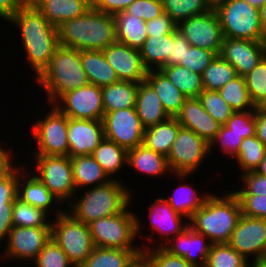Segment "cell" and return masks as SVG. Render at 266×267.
I'll return each instance as SVG.
<instances>
[{
    "instance_id": "7c38bea8",
    "label": "cell",
    "mask_w": 266,
    "mask_h": 267,
    "mask_svg": "<svg viewBox=\"0 0 266 267\" xmlns=\"http://www.w3.org/2000/svg\"><path fill=\"white\" fill-rule=\"evenodd\" d=\"M177 29L191 46L220 54L224 34L214 7L210 11L181 21Z\"/></svg>"
},
{
    "instance_id": "5bb4252c",
    "label": "cell",
    "mask_w": 266,
    "mask_h": 267,
    "mask_svg": "<svg viewBox=\"0 0 266 267\" xmlns=\"http://www.w3.org/2000/svg\"><path fill=\"white\" fill-rule=\"evenodd\" d=\"M54 105L68 118L102 121L105 114L101 87L90 83L66 92Z\"/></svg>"
},
{
    "instance_id": "ee69618b",
    "label": "cell",
    "mask_w": 266,
    "mask_h": 267,
    "mask_svg": "<svg viewBox=\"0 0 266 267\" xmlns=\"http://www.w3.org/2000/svg\"><path fill=\"white\" fill-rule=\"evenodd\" d=\"M249 262L228 243L212 244L205 267H249Z\"/></svg>"
},
{
    "instance_id": "ffe728a7",
    "label": "cell",
    "mask_w": 266,
    "mask_h": 267,
    "mask_svg": "<svg viewBox=\"0 0 266 267\" xmlns=\"http://www.w3.org/2000/svg\"><path fill=\"white\" fill-rule=\"evenodd\" d=\"M211 245L207 237L188 226L180 234L171 238L163 248L170 254L185 258L195 267H205Z\"/></svg>"
},
{
    "instance_id": "7a4b0ae2",
    "label": "cell",
    "mask_w": 266,
    "mask_h": 267,
    "mask_svg": "<svg viewBox=\"0 0 266 267\" xmlns=\"http://www.w3.org/2000/svg\"><path fill=\"white\" fill-rule=\"evenodd\" d=\"M57 31L59 45L76 50L102 51L117 41L114 15L100 12L94 6L62 23Z\"/></svg>"
},
{
    "instance_id": "60d3db41",
    "label": "cell",
    "mask_w": 266,
    "mask_h": 267,
    "mask_svg": "<svg viewBox=\"0 0 266 267\" xmlns=\"http://www.w3.org/2000/svg\"><path fill=\"white\" fill-rule=\"evenodd\" d=\"M218 92L234 111H250L256 108L251 101L243 76L238 75L230 80Z\"/></svg>"
},
{
    "instance_id": "8fae6325",
    "label": "cell",
    "mask_w": 266,
    "mask_h": 267,
    "mask_svg": "<svg viewBox=\"0 0 266 267\" xmlns=\"http://www.w3.org/2000/svg\"><path fill=\"white\" fill-rule=\"evenodd\" d=\"M45 118L36 122L31 127V134L36 141L34 155L68 156L69 143L68 117L54 104ZM38 150V151H37Z\"/></svg>"
},
{
    "instance_id": "83f0119b",
    "label": "cell",
    "mask_w": 266,
    "mask_h": 267,
    "mask_svg": "<svg viewBox=\"0 0 266 267\" xmlns=\"http://www.w3.org/2000/svg\"><path fill=\"white\" fill-rule=\"evenodd\" d=\"M80 59L90 84L102 88L119 82L116 72L108 64L103 51L80 50Z\"/></svg>"
},
{
    "instance_id": "ac0fdd59",
    "label": "cell",
    "mask_w": 266,
    "mask_h": 267,
    "mask_svg": "<svg viewBox=\"0 0 266 267\" xmlns=\"http://www.w3.org/2000/svg\"><path fill=\"white\" fill-rule=\"evenodd\" d=\"M219 55L236 69L239 76H245L266 55V48L263 41L224 37Z\"/></svg>"
},
{
    "instance_id": "277c9868",
    "label": "cell",
    "mask_w": 266,
    "mask_h": 267,
    "mask_svg": "<svg viewBox=\"0 0 266 267\" xmlns=\"http://www.w3.org/2000/svg\"><path fill=\"white\" fill-rule=\"evenodd\" d=\"M128 189L118 178L111 179L106 184L86 190L79 199L75 194L74 198L77 201L73 198V202L66 206L67 212L85 224H90L102 217L119 214L129 205L131 206L133 193Z\"/></svg>"
},
{
    "instance_id": "f35d334b",
    "label": "cell",
    "mask_w": 266,
    "mask_h": 267,
    "mask_svg": "<svg viewBox=\"0 0 266 267\" xmlns=\"http://www.w3.org/2000/svg\"><path fill=\"white\" fill-rule=\"evenodd\" d=\"M236 69L217 55L202 74L204 90L219 91L230 80L237 77Z\"/></svg>"
},
{
    "instance_id": "3957f363",
    "label": "cell",
    "mask_w": 266,
    "mask_h": 267,
    "mask_svg": "<svg viewBox=\"0 0 266 267\" xmlns=\"http://www.w3.org/2000/svg\"><path fill=\"white\" fill-rule=\"evenodd\" d=\"M241 216V205L233 191L223 196L210 193L189 220V226L212 244L229 243Z\"/></svg>"
},
{
    "instance_id": "816d5d0a",
    "label": "cell",
    "mask_w": 266,
    "mask_h": 267,
    "mask_svg": "<svg viewBox=\"0 0 266 267\" xmlns=\"http://www.w3.org/2000/svg\"><path fill=\"white\" fill-rule=\"evenodd\" d=\"M243 138L227 128L225 125H221L219 132L216 134V137L209 143L210 153L214 147L219 146L220 150L223 151L228 157H235L238 154L240 144L242 143Z\"/></svg>"
},
{
    "instance_id": "6f0895ef",
    "label": "cell",
    "mask_w": 266,
    "mask_h": 267,
    "mask_svg": "<svg viewBox=\"0 0 266 267\" xmlns=\"http://www.w3.org/2000/svg\"><path fill=\"white\" fill-rule=\"evenodd\" d=\"M190 43L177 29L173 32L171 56L167 60V66L179 65L180 60L184 59L186 48H190Z\"/></svg>"
},
{
    "instance_id": "8d00e7d4",
    "label": "cell",
    "mask_w": 266,
    "mask_h": 267,
    "mask_svg": "<svg viewBox=\"0 0 266 267\" xmlns=\"http://www.w3.org/2000/svg\"><path fill=\"white\" fill-rule=\"evenodd\" d=\"M192 187L194 186L188 184L179 185L176 190L173 191L174 196L172 195L168 196V198H164L175 212L183 215L188 221L192 218L193 214L204 205L206 199L210 195L209 193H206V195L198 194L200 192Z\"/></svg>"
},
{
    "instance_id": "52a82bcc",
    "label": "cell",
    "mask_w": 266,
    "mask_h": 267,
    "mask_svg": "<svg viewBox=\"0 0 266 267\" xmlns=\"http://www.w3.org/2000/svg\"><path fill=\"white\" fill-rule=\"evenodd\" d=\"M56 216V217H55ZM51 220V237L75 267H79L94 249L88 224L76 220L67 210L59 208Z\"/></svg>"
},
{
    "instance_id": "836d02e7",
    "label": "cell",
    "mask_w": 266,
    "mask_h": 267,
    "mask_svg": "<svg viewBox=\"0 0 266 267\" xmlns=\"http://www.w3.org/2000/svg\"><path fill=\"white\" fill-rule=\"evenodd\" d=\"M173 33L160 36H148L139 49L143 64L148 71L160 70L167 66L171 56Z\"/></svg>"
},
{
    "instance_id": "003e7915",
    "label": "cell",
    "mask_w": 266,
    "mask_h": 267,
    "mask_svg": "<svg viewBox=\"0 0 266 267\" xmlns=\"http://www.w3.org/2000/svg\"><path fill=\"white\" fill-rule=\"evenodd\" d=\"M249 267H266V257L252 260V264L249 263Z\"/></svg>"
},
{
    "instance_id": "a7ac6f4b",
    "label": "cell",
    "mask_w": 266,
    "mask_h": 267,
    "mask_svg": "<svg viewBox=\"0 0 266 267\" xmlns=\"http://www.w3.org/2000/svg\"><path fill=\"white\" fill-rule=\"evenodd\" d=\"M248 3H250L251 5L260 8L261 6H263L266 2V0H245Z\"/></svg>"
},
{
    "instance_id": "680465c9",
    "label": "cell",
    "mask_w": 266,
    "mask_h": 267,
    "mask_svg": "<svg viewBox=\"0 0 266 267\" xmlns=\"http://www.w3.org/2000/svg\"><path fill=\"white\" fill-rule=\"evenodd\" d=\"M133 1L134 0H97L93 6L100 12L115 15L121 11H125Z\"/></svg>"
},
{
    "instance_id": "44dd1931",
    "label": "cell",
    "mask_w": 266,
    "mask_h": 267,
    "mask_svg": "<svg viewBox=\"0 0 266 267\" xmlns=\"http://www.w3.org/2000/svg\"><path fill=\"white\" fill-rule=\"evenodd\" d=\"M175 118L181 127L192 130L208 143L216 137L221 126L203 108L198 98H187Z\"/></svg>"
},
{
    "instance_id": "30bf717a",
    "label": "cell",
    "mask_w": 266,
    "mask_h": 267,
    "mask_svg": "<svg viewBox=\"0 0 266 267\" xmlns=\"http://www.w3.org/2000/svg\"><path fill=\"white\" fill-rule=\"evenodd\" d=\"M34 156L36 163L35 167H33L35 169H32L33 172H35L34 174L61 203H67V206L72 202V198L77 192L70 157L48 155Z\"/></svg>"
},
{
    "instance_id": "be15d7a7",
    "label": "cell",
    "mask_w": 266,
    "mask_h": 267,
    "mask_svg": "<svg viewBox=\"0 0 266 267\" xmlns=\"http://www.w3.org/2000/svg\"><path fill=\"white\" fill-rule=\"evenodd\" d=\"M132 267H154L153 264L142 254L140 255L135 262L133 263Z\"/></svg>"
},
{
    "instance_id": "b9f144b4",
    "label": "cell",
    "mask_w": 266,
    "mask_h": 267,
    "mask_svg": "<svg viewBox=\"0 0 266 267\" xmlns=\"http://www.w3.org/2000/svg\"><path fill=\"white\" fill-rule=\"evenodd\" d=\"M266 155V146L255 136L244 138L240 144L236 163L241 173L255 171Z\"/></svg>"
},
{
    "instance_id": "603a6c76",
    "label": "cell",
    "mask_w": 266,
    "mask_h": 267,
    "mask_svg": "<svg viewBox=\"0 0 266 267\" xmlns=\"http://www.w3.org/2000/svg\"><path fill=\"white\" fill-rule=\"evenodd\" d=\"M148 209L152 230L165 236L164 238L167 240L165 242L162 239L163 244H160L159 247H163L171 238L180 234L189 226V221L187 219L182 221L184 216L175 212L164 198L160 197L155 199L154 203L152 202Z\"/></svg>"
},
{
    "instance_id": "c3c4849f",
    "label": "cell",
    "mask_w": 266,
    "mask_h": 267,
    "mask_svg": "<svg viewBox=\"0 0 266 267\" xmlns=\"http://www.w3.org/2000/svg\"><path fill=\"white\" fill-rule=\"evenodd\" d=\"M142 254L153 264L154 267H195L185 258L170 254L163 247L144 245Z\"/></svg>"
},
{
    "instance_id": "d590c367",
    "label": "cell",
    "mask_w": 266,
    "mask_h": 267,
    "mask_svg": "<svg viewBox=\"0 0 266 267\" xmlns=\"http://www.w3.org/2000/svg\"><path fill=\"white\" fill-rule=\"evenodd\" d=\"M92 156L110 179H114L112 176L121 171L124 164L127 165V150L106 138L95 148Z\"/></svg>"
},
{
    "instance_id": "db71d44e",
    "label": "cell",
    "mask_w": 266,
    "mask_h": 267,
    "mask_svg": "<svg viewBox=\"0 0 266 267\" xmlns=\"http://www.w3.org/2000/svg\"><path fill=\"white\" fill-rule=\"evenodd\" d=\"M244 185L239 190L233 191L235 195H264L266 196V176L255 171L240 174Z\"/></svg>"
},
{
    "instance_id": "7402d4cb",
    "label": "cell",
    "mask_w": 266,
    "mask_h": 267,
    "mask_svg": "<svg viewBox=\"0 0 266 267\" xmlns=\"http://www.w3.org/2000/svg\"><path fill=\"white\" fill-rule=\"evenodd\" d=\"M29 164H21L19 167L18 185H17V198L24 203H28L33 207L39 208L46 212L51 213L53 208L52 204L61 203L49 189L42 183V181L32 173V170L27 174V167ZM29 175V176H28ZM33 175V176H32ZM25 177V178H24Z\"/></svg>"
},
{
    "instance_id": "9f6ffc18",
    "label": "cell",
    "mask_w": 266,
    "mask_h": 267,
    "mask_svg": "<svg viewBox=\"0 0 266 267\" xmlns=\"http://www.w3.org/2000/svg\"><path fill=\"white\" fill-rule=\"evenodd\" d=\"M148 36H160L173 33L178 24L166 13L145 22Z\"/></svg>"
},
{
    "instance_id": "94428289",
    "label": "cell",
    "mask_w": 266,
    "mask_h": 267,
    "mask_svg": "<svg viewBox=\"0 0 266 267\" xmlns=\"http://www.w3.org/2000/svg\"><path fill=\"white\" fill-rule=\"evenodd\" d=\"M28 0H0V18L8 21Z\"/></svg>"
},
{
    "instance_id": "74e56055",
    "label": "cell",
    "mask_w": 266,
    "mask_h": 267,
    "mask_svg": "<svg viewBox=\"0 0 266 267\" xmlns=\"http://www.w3.org/2000/svg\"><path fill=\"white\" fill-rule=\"evenodd\" d=\"M160 71L181 91L187 98H198L204 90L202 75L191 72L182 65L164 66Z\"/></svg>"
},
{
    "instance_id": "d6a6232c",
    "label": "cell",
    "mask_w": 266,
    "mask_h": 267,
    "mask_svg": "<svg viewBox=\"0 0 266 267\" xmlns=\"http://www.w3.org/2000/svg\"><path fill=\"white\" fill-rule=\"evenodd\" d=\"M142 250L94 247L79 267H132Z\"/></svg>"
},
{
    "instance_id": "8992f818",
    "label": "cell",
    "mask_w": 266,
    "mask_h": 267,
    "mask_svg": "<svg viewBox=\"0 0 266 267\" xmlns=\"http://www.w3.org/2000/svg\"><path fill=\"white\" fill-rule=\"evenodd\" d=\"M128 208L129 206L119 214L102 217L88 224L94 246L142 250L134 245L137 236L141 234L142 224L138 216Z\"/></svg>"
},
{
    "instance_id": "6da1fadb",
    "label": "cell",
    "mask_w": 266,
    "mask_h": 267,
    "mask_svg": "<svg viewBox=\"0 0 266 267\" xmlns=\"http://www.w3.org/2000/svg\"><path fill=\"white\" fill-rule=\"evenodd\" d=\"M7 22L19 29L27 62L37 79L59 46L57 27L51 25L29 0Z\"/></svg>"
},
{
    "instance_id": "1f68e13d",
    "label": "cell",
    "mask_w": 266,
    "mask_h": 267,
    "mask_svg": "<svg viewBox=\"0 0 266 267\" xmlns=\"http://www.w3.org/2000/svg\"><path fill=\"white\" fill-rule=\"evenodd\" d=\"M181 125L175 117H169L164 122L146 128L144 131L143 144L167 156L177 137Z\"/></svg>"
},
{
    "instance_id": "f5cc1de1",
    "label": "cell",
    "mask_w": 266,
    "mask_h": 267,
    "mask_svg": "<svg viewBox=\"0 0 266 267\" xmlns=\"http://www.w3.org/2000/svg\"><path fill=\"white\" fill-rule=\"evenodd\" d=\"M126 11L145 22L164 13L161 0H134Z\"/></svg>"
},
{
    "instance_id": "f546056e",
    "label": "cell",
    "mask_w": 266,
    "mask_h": 267,
    "mask_svg": "<svg viewBox=\"0 0 266 267\" xmlns=\"http://www.w3.org/2000/svg\"><path fill=\"white\" fill-rule=\"evenodd\" d=\"M114 20L116 40L139 50L148 38L145 21L126 10L116 13Z\"/></svg>"
},
{
    "instance_id": "11a10c76",
    "label": "cell",
    "mask_w": 266,
    "mask_h": 267,
    "mask_svg": "<svg viewBox=\"0 0 266 267\" xmlns=\"http://www.w3.org/2000/svg\"><path fill=\"white\" fill-rule=\"evenodd\" d=\"M239 199L242 215L266 219V196L236 195Z\"/></svg>"
},
{
    "instance_id": "9a60e30c",
    "label": "cell",
    "mask_w": 266,
    "mask_h": 267,
    "mask_svg": "<svg viewBox=\"0 0 266 267\" xmlns=\"http://www.w3.org/2000/svg\"><path fill=\"white\" fill-rule=\"evenodd\" d=\"M228 244L247 260L266 257V219L242 215Z\"/></svg>"
},
{
    "instance_id": "8c879c8a",
    "label": "cell",
    "mask_w": 266,
    "mask_h": 267,
    "mask_svg": "<svg viewBox=\"0 0 266 267\" xmlns=\"http://www.w3.org/2000/svg\"><path fill=\"white\" fill-rule=\"evenodd\" d=\"M92 4H94L97 0H89Z\"/></svg>"
},
{
    "instance_id": "e575fe53",
    "label": "cell",
    "mask_w": 266,
    "mask_h": 267,
    "mask_svg": "<svg viewBox=\"0 0 266 267\" xmlns=\"http://www.w3.org/2000/svg\"><path fill=\"white\" fill-rule=\"evenodd\" d=\"M138 84L130 81H119L103 86L101 90L104 113L135 107Z\"/></svg>"
},
{
    "instance_id": "03108f58",
    "label": "cell",
    "mask_w": 266,
    "mask_h": 267,
    "mask_svg": "<svg viewBox=\"0 0 266 267\" xmlns=\"http://www.w3.org/2000/svg\"><path fill=\"white\" fill-rule=\"evenodd\" d=\"M255 172L266 176V155L264 156V158L261 160L259 166L256 168Z\"/></svg>"
},
{
    "instance_id": "cb8c5ba5",
    "label": "cell",
    "mask_w": 266,
    "mask_h": 267,
    "mask_svg": "<svg viewBox=\"0 0 266 267\" xmlns=\"http://www.w3.org/2000/svg\"><path fill=\"white\" fill-rule=\"evenodd\" d=\"M19 168L12 163L0 174V244L13 228L12 212L17 198Z\"/></svg>"
},
{
    "instance_id": "91938a15",
    "label": "cell",
    "mask_w": 266,
    "mask_h": 267,
    "mask_svg": "<svg viewBox=\"0 0 266 267\" xmlns=\"http://www.w3.org/2000/svg\"><path fill=\"white\" fill-rule=\"evenodd\" d=\"M256 137L266 146V106L255 108Z\"/></svg>"
},
{
    "instance_id": "681fc988",
    "label": "cell",
    "mask_w": 266,
    "mask_h": 267,
    "mask_svg": "<svg viewBox=\"0 0 266 267\" xmlns=\"http://www.w3.org/2000/svg\"><path fill=\"white\" fill-rule=\"evenodd\" d=\"M216 56L214 51L191 46L186 48L184 59L180 60L179 65L202 75Z\"/></svg>"
},
{
    "instance_id": "2644e50d",
    "label": "cell",
    "mask_w": 266,
    "mask_h": 267,
    "mask_svg": "<svg viewBox=\"0 0 266 267\" xmlns=\"http://www.w3.org/2000/svg\"><path fill=\"white\" fill-rule=\"evenodd\" d=\"M263 44H264V47L266 48V31H265V34H264Z\"/></svg>"
},
{
    "instance_id": "5b68a950",
    "label": "cell",
    "mask_w": 266,
    "mask_h": 267,
    "mask_svg": "<svg viewBox=\"0 0 266 267\" xmlns=\"http://www.w3.org/2000/svg\"><path fill=\"white\" fill-rule=\"evenodd\" d=\"M45 91L49 104H54L68 91L89 84L82 67L80 50L59 45L48 67L36 79Z\"/></svg>"
},
{
    "instance_id": "2e32d148",
    "label": "cell",
    "mask_w": 266,
    "mask_h": 267,
    "mask_svg": "<svg viewBox=\"0 0 266 267\" xmlns=\"http://www.w3.org/2000/svg\"><path fill=\"white\" fill-rule=\"evenodd\" d=\"M51 239V227H13L4 247L7 259L35 260Z\"/></svg>"
},
{
    "instance_id": "e0dca14e",
    "label": "cell",
    "mask_w": 266,
    "mask_h": 267,
    "mask_svg": "<svg viewBox=\"0 0 266 267\" xmlns=\"http://www.w3.org/2000/svg\"><path fill=\"white\" fill-rule=\"evenodd\" d=\"M119 81L144 82L148 73L140 51L118 41L102 50Z\"/></svg>"
},
{
    "instance_id": "9c48e42d",
    "label": "cell",
    "mask_w": 266,
    "mask_h": 267,
    "mask_svg": "<svg viewBox=\"0 0 266 267\" xmlns=\"http://www.w3.org/2000/svg\"><path fill=\"white\" fill-rule=\"evenodd\" d=\"M210 155L209 143L192 130L181 127L167 155L171 173L186 180Z\"/></svg>"
},
{
    "instance_id": "ba28073f",
    "label": "cell",
    "mask_w": 266,
    "mask_h": 267,
    "mask_svg": "<svg viewBox=\"0 0 266 267\" xmlns=\"http://www.w3.org/2000/svg\"><path fill=\"white\" fill-rule=\"evenodd\" d=\"M224 37L263 41L259 8L245 0H221L214 6Z\"/></svg>"
},
{
    "instance_id": "e7e4bbea",
    "label": "cell",
    "mask_w": 266,
    "mask_h": 267,
    "mask_svg": "<svg viewBox=\"0 0 266 267\" xmlns=\"http://www.w3.org/2000/svg\"><path fill=\"white\" fill-rule=\"evenodd\" d=\"M260 23L264 30L266 31V2L263 6L259 8Z\"/></svg>"
},
{
    "instance_id": "4316f807",
    "label": "cell",
    "mask_w": 266,
    "mask_h": 267,
    "mask_svg": "<svg viewBox=\"0 0 266 267\" xmlns=\"http://www.w3.org/2000/svg\"><path fill=\"white\" fill-rule=\"evenodd\" d=\"M145 81L155 90L167 115L176 117L187 97L160 70L148 71Z\"/></svg>"
},
{
    "instance_id": "484cf974",
    "label": "cell",
    "mask_w": 266,
    "mask_h": 267,
    "mask_svg": "<svg viewBox=\"0 0 266 267\" xmlns=\"http://www.w3.org/2000/svg\"><path fill=\"white\" fill-rule=\"evenodd\" d=\"M135 109L145 129L169 118L155 90L146 81L138 84Z\"/></svg>"
},
{
    "instance_id": "ab89813d",
    "label": "cell",
    "mask_w": 266,
    "mask_h": 267,
    "mask_svg": "<svg viewBox=\"0 0 266 267\" xmlns=\"http://www.w3.org/2000/svg\"><path fill=\"white\" fill-rule=\"evenodd\" d=\"M163 12L177 24L192 16L210 11L213 6L207 0H161Z\"/></svg>"
},
{
    "instance_id": "f6af8a7d",
    "label": "cell",
    "mask_w": 266,
    "mask_h": 267,
    "mask_svg": "<svg viewBox=\"0 0 266 267\" xmlns=\"http://www.w3.org/2000/svg\"><path fill=\"white\" fill-rule=\"evenodd\" d=\"M243 77L254 106H266V55Z\"/></svg>"
},
{
    "instance_id": "f1b7e54d",
    "label": "cell",
    "mask_w": 266,
    "mask_h": 267,
    "mask_svg": "<svg viewBox=\"0 0 266 267\" xmlns=\"http://www.w3.org/2000/svg\"><path fill=\"white\" fill-rule=\"evenodd\" d=\"M127 165L150 176L159 177L167 174V171L171 173L167 156L147 148L144 144L127 151Z\"/></svg>"
},
{
    "instance_id": "bcb514c9",
    "label": "cell",
    "mask_w": 266,
    "mask_h": 267,
    "mask_svg": "<svg viewBox=\"0 0 266 267\" xmlns=\"http://www.w3.org/2000/svg\"><path fill=\"white\" fill-rule=\"evenodd\" d=\"M203 108L221 125L235 112L218 91L203 90L198 96Z\"/></svg>"
},
{
    "instance_id": "4dcf8cb0",
    "label": "cell",
    "mask_w": 266,
    "mask_h": 267,
    "mask_svg": "<svg viewBox=\"0 0 266 267\" xmlns=\"http://www.w3.org/2000/svg\"><path fill=\"white\" fill-rule=\"evenodd\" d=\"M70 161L76 190H81V187L88 188V185H103L111 180L92 155L70 157Z\"/></svg>"
},
{
    "instance_id": "6125c7cd",
    "label": "cell",
    "mask_w": 266,
    "mask_h": 267,
    "mask_svg": "<svg viewBox=\"0 0 266 267\" xmlns=\"http://www.w3.org/2000/svg\"><path fill=\"white\" fill-rule=\"evenodd\" d=\"M12 152H10L6 148L1 145L0 146V174L6 170L12 163H13V158Z\"/></svg>"
},
{
    "instance_id": "89a4df30",
    "label": "cell",
    "mask_w": 266,
    "mask_h": 267,
    "mask_svg": "<svg viewBox=\"0 0 266 267\" xmlns=\"http://www.w3.org/2000/svg\"><path fill=\"white\" fill-rule=\"evenodd\" d=\"M213 7L219 3L221 0H207Z\"/></svg>"
},
{
    "instance_id": "7bdbcfd3",
    "label": "cell",
    "mask_w": 266,
    "mask_h": 267,
    "mask_svg": "<svg viewBox=\"0 0 266 267\" xmlns=\"http://www.w3.org/2000/svg\"><path fill=\"white\" fill-rule=\"evenodd\" d=\"M48 214L16 198L12 212L13 227H51Z\"/></svg>"
},
{
    "instance_id": "d4e9b609",
    "label": "cell",
    "mask_w": 266,
    "mask_h": 267,
    "mask_svg": "<svg viewBox=\"0 0 266 267\" xmlns=\"http://www.w3.org/2000/svg\"><path fill=\"white\" fill-rule=\"evenodd\" d=\"M53 26L84 14L93 4L89 0H29Z\"/></svg>"
},
{
    "instance_id": "7dc6e473",
    "label": "cell",
    "mask_w": 266,
    "mask_h": 267,
    "mask_svg": "<svg viewBox=\"0 0 266 267\" xmlns=\"http://www.w3.org/2000/svg\"><path fill=\"white\" fill-rule=\"evenodd\" d=\"M33 262L36 267H75L52 237Z\"/></svg>"
},
{
    "instance_id": "4fadbf2b",
    "label": "cell",
    "mask_w": 266,
    "mask_h": 267,
    "mask_svg": "<svg viewBox=\"0 0 266 267\" xmlns=\"http://www.w3.org/2000/svg\"><path fill=\"white\" fill-rule=\"evenodd\" d=\"M102 123L105 138L125 150L128 151L143 144L145 128L135 107L107 112L103 116Z\"/></svg>"
},
{
    "instance_id": "f907efd6",
    "label": "cell",
    "mask_w": 266,
    "mask_h": 267,
    "mask_svg": "<svg viewBox=\"0 0 266 267\" xmlns=\"http://www.w3.org/2000/svg\"><path fill=\"white\" fill-rule=\"evenodd\" d=\"M224 125L243 139L255 136V110L235 111Z\"/></svg>"
},
{
    "instance_id": "d6986e66",
    "label": "cell",
    "mask_w": 266,
    "mask_h": 267,
    "mask_svg": "<svg viewBox=\"0 0 266 267\" xmlns=\"http://www.w3.org/2000/svg\"><path fill=\"white\" fill-rule=\"evenodd\" d=\"M104 138L102 121L68 118L69 157L92 155Z\"/></svg>"
}]
</instances>
